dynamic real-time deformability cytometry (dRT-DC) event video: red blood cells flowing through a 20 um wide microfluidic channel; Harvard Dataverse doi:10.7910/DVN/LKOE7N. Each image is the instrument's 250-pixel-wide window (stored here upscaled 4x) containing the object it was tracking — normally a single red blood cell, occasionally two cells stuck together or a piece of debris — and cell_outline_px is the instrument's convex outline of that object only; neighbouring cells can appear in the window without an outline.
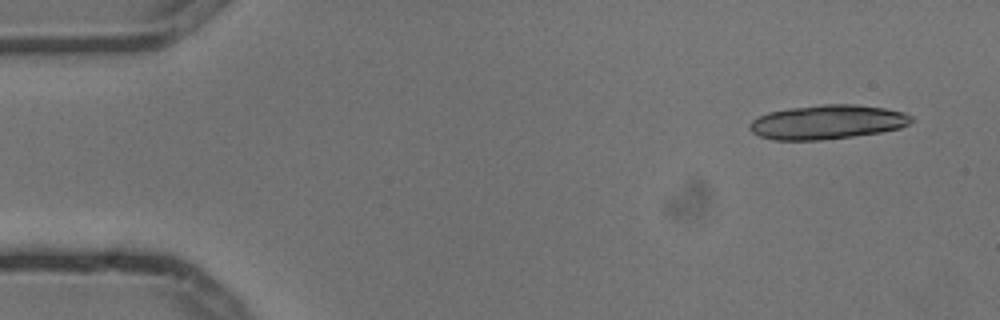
{"species": "common noctule bat (a hibernating species)", "species_latin": "Nyctalus noctula", "temperature_condition": "cold", "stored_images_in_passage": 5, "camera_frame_rate_fps": 3000, "um_per_image_px": 0.085, "animal": {"sex": "male", "body_mass_g": 13.3}, "frame": {"image": 1, "passage_image": 1, "time_ms": 0.0, "image_size_px": [1000, 320], "cell_outline_px": [[912, 120], [908, 124], [900, 128], [880, 132], [852, 136], [820, 140], [772, 140], [760, 136], [752, 132], [748, 128], [748, 124], [752, 120], [768, 112], [788, 108], [820, 104], [856, 104], [884, 108], [904, 112], [912, 116]], "centroid_in_image_um": [70.29, 10.37], "position_along_channel_um": 14.7, "area_um2": 32.31}}